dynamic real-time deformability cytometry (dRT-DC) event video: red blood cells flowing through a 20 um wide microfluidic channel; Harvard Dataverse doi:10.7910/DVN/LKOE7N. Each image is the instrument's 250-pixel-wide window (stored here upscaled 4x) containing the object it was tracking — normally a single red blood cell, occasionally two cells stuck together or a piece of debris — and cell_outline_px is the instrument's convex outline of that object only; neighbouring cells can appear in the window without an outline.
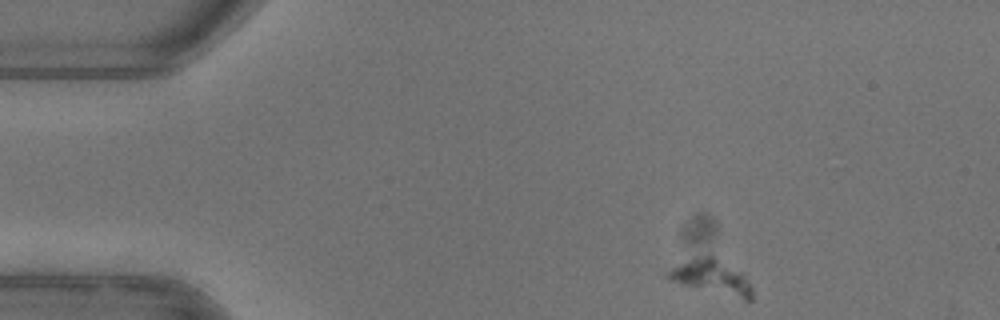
{"species": "common noctule bat (a hibernating species)", "species_latin": "Nyctalus noctula", "temperature_condition": "warm", "stored_images_in_passage": 46, "camera_frame_rate_fps": 3000, "um_per_image_px": 0.085, "animal": {"sex": "female"}, "frame": {"image": 1, "passage_image": 1, "time_ms": 0.0, "image_size_px": [1000, 320], "cell_outline_px": [[752, 300], [744, 300], [684, 284], [672, 280], [668, 276], [668, 272], [672, 268], [692, 256], [712, 256], [744, 272], [752, 288]], "centroid_in_image_um": [60.57, 23.53], "position_along_channel_um": 24.4, "area_um2": 16.53}}